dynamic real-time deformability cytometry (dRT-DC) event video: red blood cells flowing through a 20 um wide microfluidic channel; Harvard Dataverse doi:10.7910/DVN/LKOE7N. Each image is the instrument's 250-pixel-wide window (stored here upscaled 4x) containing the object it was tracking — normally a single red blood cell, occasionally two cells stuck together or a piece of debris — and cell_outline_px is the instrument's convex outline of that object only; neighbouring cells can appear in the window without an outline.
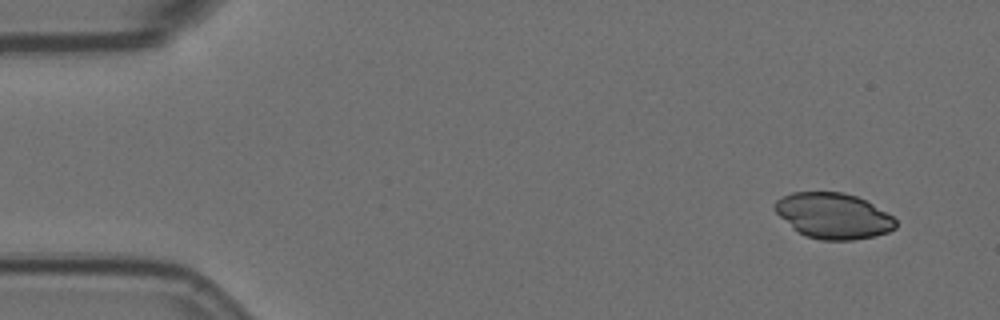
{"species": "Egyptian fruit bat (a non-hibernating species)", "species_latin": "Rousettus aegyptiacus", "temperature_condition": "room temperature", "stored_images_in_passage": 13, "camera_frame_rate_fps": 3000, "um_per_image_px": 0.085, "animal": {"sex": "female"}, "frame": {"image": 1, "passage_image": 1, "time_ms": 0.0, "image_size_px": [1000, 320], "cell_outline_px": [[896, 228], [888, 232], [876, 236], [852, 240], [820, 240], [804, 236], [780, 216], [772, 208], [772, 204], [780, 196], [792, 192], [844, 192], [856, 196], [872, 204], [892, 216], [896, 220]], "centroid_in_image_um": [70.81, 18.34], "position_along_channel_um": 14.2, "area_um2": 32.19}}